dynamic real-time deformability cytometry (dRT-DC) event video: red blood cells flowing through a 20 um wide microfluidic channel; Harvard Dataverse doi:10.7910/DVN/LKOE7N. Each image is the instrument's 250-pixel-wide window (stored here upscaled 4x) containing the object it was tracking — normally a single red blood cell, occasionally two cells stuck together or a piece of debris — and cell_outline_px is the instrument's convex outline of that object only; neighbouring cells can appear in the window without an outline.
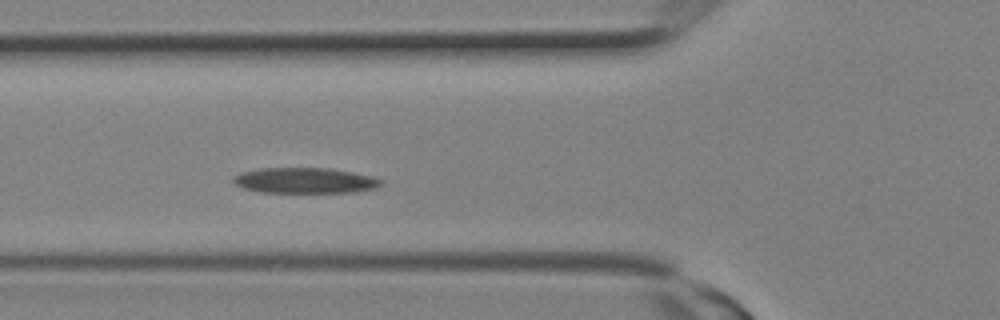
{"species": "Egyptian fruit bat (a non-hibernating species)", "species_latin": "Rousettus aegyptiacus", "temperature_condition": "room temperature", "stored_images_in_passage": 6, "camera_frame_rate_fps": 3000, "um_per_image_px": 0.085, "animal": {"sex": "female"}, "frame": {"image": 1, "passage_image": 6, "time_ms": 1.667, "image_size_px": [1000, 320], "cell_outline_px": [[384, 184], [376, 188], [352, 192], [260, 192], [244, 188], [236, 184], [232, 180], [232, 176], [240, 172], [260, 168], [328, 168], [352, 172], [372, 176], [384, 180]], "centroid_in_image_um": [25.93, 15.34], "position_along_channel_um": 99.9, "area_um2": 22.08}}